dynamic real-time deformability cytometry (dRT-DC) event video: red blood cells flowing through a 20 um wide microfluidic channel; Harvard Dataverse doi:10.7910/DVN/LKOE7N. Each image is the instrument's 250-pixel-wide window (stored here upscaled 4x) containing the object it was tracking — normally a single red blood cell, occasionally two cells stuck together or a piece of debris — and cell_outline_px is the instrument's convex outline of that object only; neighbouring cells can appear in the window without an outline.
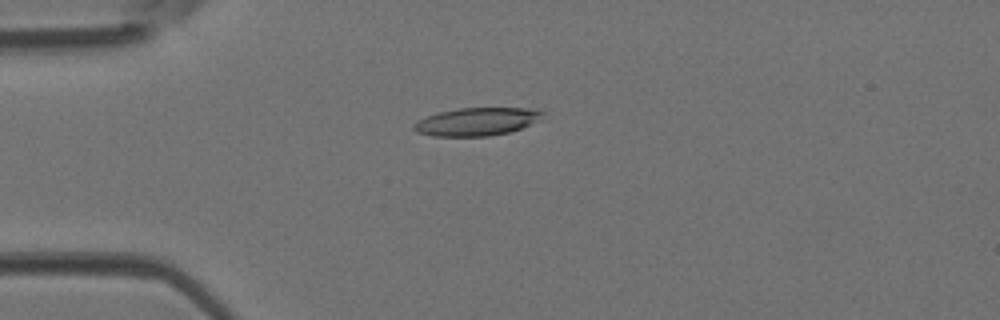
{"species": "Egyptian fruit bat (a non-hibernating species)", "species_latin": "Rousettus aegyptiacus", "temperature_condition": "room temperature", "stored_images_in_passage": 37, "camera_frame_rate_fps": 3000, "um_per_image_px": 0.085, "animal": {"sex": "female"}, "frame": {"image": 1, "passage_image": 4, "time_ms": 1.0, "image_size_px": [1000, 320], "cell_outline_px": [[544, 120], [508, 132], [488, 136], [432, 136], [416, 132], [412, 128], [412, 124], [428, 116], [440, 112], [460, 108], [528, 108], [544, 112]], "centroid_in_image_um": [40.56, 10.34], "position_along_channel_um": 44.4, "area_um2": 20.98}}
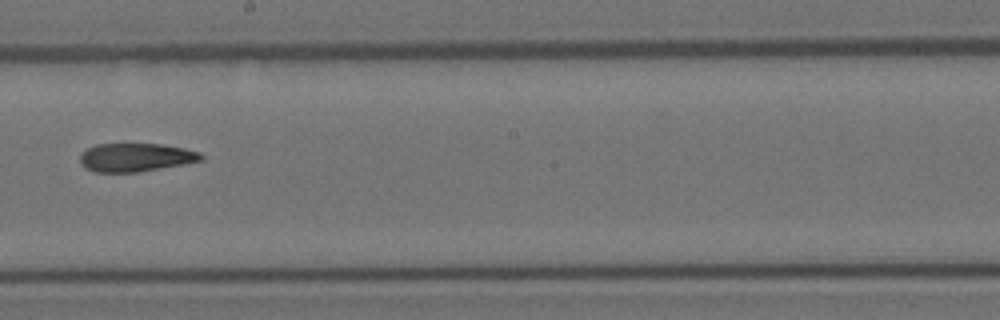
{"frame": {"image": 2, "passage_image": 18, "time_ms": 5.667, "image_size_px": [1000, 320], "cell_outline_px": [[204, 160], [184, 164], [140, 172], [96, 172], [84, 168], [80, 164], [80, 152], [96, 144], [160, 144], [184, 148], [200, 152], [204, 156]], "centroid_in_image_um": [11.53, 13.38], "position_along_channel_um": 236.7, "area_um2": 20.23}}
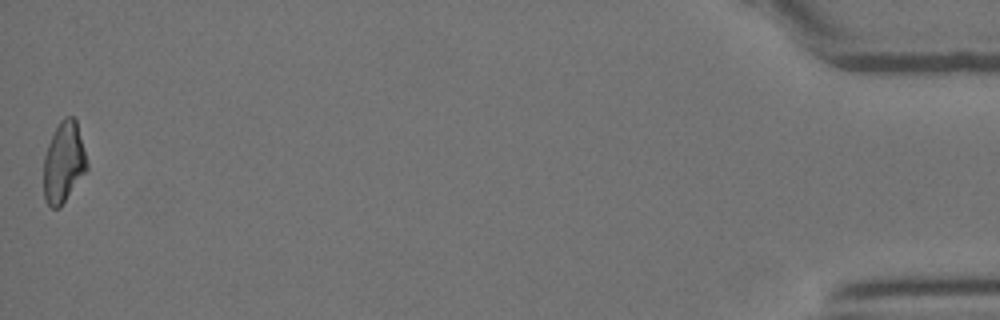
{"frame": {"image": 3, "passage_image": 37, "time_ms": 12.0, "image_size_px": [1000, 320], "cell_outline_px": [[88, 168], [60, 208], [52, 208], [44, 200], [44, 156], [48, 144], [60, 120], [64, 116], [72, 116], [76, 120], [88, 164]], "centroid_in_image_um": [5.41, 13.81], "position_along_channel_um": 429.8, "area_um2": 20.23}}